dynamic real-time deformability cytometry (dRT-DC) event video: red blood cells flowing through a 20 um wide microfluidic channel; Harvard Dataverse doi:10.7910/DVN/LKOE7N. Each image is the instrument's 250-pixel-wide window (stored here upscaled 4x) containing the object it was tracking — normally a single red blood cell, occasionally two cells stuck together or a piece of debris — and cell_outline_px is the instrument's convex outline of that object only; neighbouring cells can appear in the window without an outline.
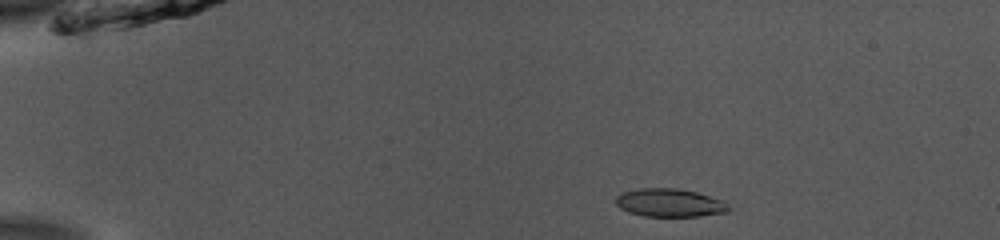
{"species": "common noctule bat (a hibernating species)", "species_latin": "Nyctalus noctula", "temperature_condition": "room temperature", "stored_images_in_passage": 44, "camera_frame_rate_fps": 3000, "um_per_image_px": 0.085, "animal": {"sex": "male", "body_mass_g": 13.0, "forearm_length_mm": 53.1}, "frame": {"image": 1, "passage_image": 1, "time_ms": 0.0, "image_size_px": [1000, 240], "cell_outline_px": [[732, 208], [728, 212], [700, 216], [644, 216], [628, 212], [620, 208], [616, 204], [616, 196], [624, 192], [640, 188], [676, 188], [696, 192], [724, 200]], "centroid_in_image_um": [56.96, 17.24], "position_along_channel_um": 28.0, "area_um2": 18.61}}
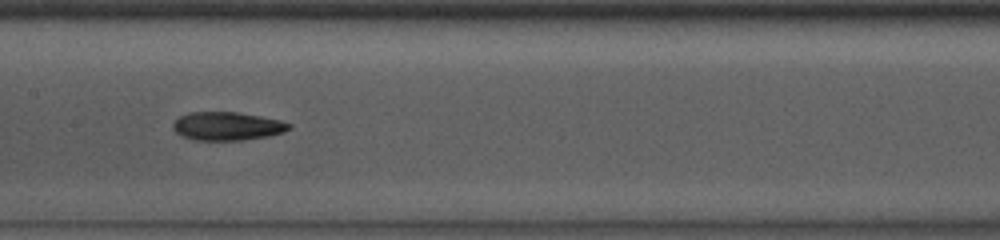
{"frame": {"image": 2, "passage_image": 19, "time_ms": 6.0, "image_size_px": [1000, 240], "cell_outline_px": [[292, 128], [284, 132], [268, 136], [244, 140], [192, 140], [176, 132], [172, 128], [172, 124], [180, 116], [188, 112], [236, 112], [260, 116], [280, 120], [292, 124]], "centroid_in_image_um": [19.33, 10.72], "position_along_channel_um": 188.1, "area_um2": 19.25}}
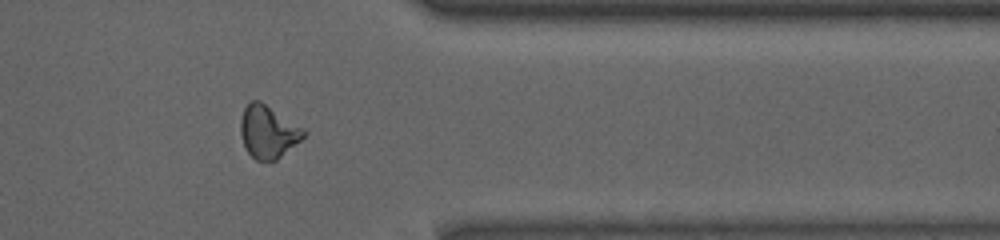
{"frame": {"image": 3, "passage_image": 35, "time_ms": 11.333, "image_size_px": [1000, 240], "cell_outline_px": [[308, 132], [300, 140], [276, 160], [256, 160], [244, 148], [240, 132], [240, 120], [244, 108], [248, 100], [260, 100], [304, 128]], "centroid_in_image_um": [22.76, 11.17], "position_along_channel_um": 388.6, "area_um2": 19.42}, "authors_computed_cell_mechanics": {"area_um2": 19.074, "velocity_mm_per_s": 3.8892, "shape_relaxation_time_tau1_ms": 4.9305, "shape_relaxation_time_tau2_ms": 3.9203, "deformation_change_tau1": 0.1672, "deformation_change_tau2": 0.1203}}